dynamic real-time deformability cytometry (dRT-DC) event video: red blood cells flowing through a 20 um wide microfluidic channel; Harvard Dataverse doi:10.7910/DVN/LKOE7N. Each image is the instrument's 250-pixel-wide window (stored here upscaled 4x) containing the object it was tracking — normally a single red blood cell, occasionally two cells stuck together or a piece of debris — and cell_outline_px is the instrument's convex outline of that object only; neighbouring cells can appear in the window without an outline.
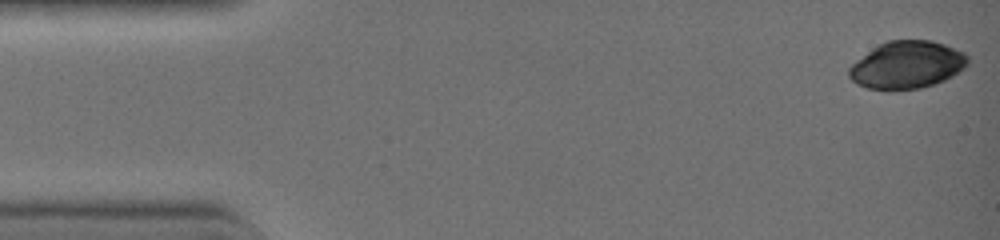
{"species": "common noctule bat (a hibernating species)", "species_latin": "Nyctalus noctula", "temperature_condition": "warm", "stored_images_in_passage": 7, "camera_frame_rate_fps": 3000, "um_per_image_px": 0.085, "animal": {"sex": "female", "body_mass_g": 19.0, "forearm_length_mm": 51.5}, "frame": {"image": 1, "passage_image": 1, "time_ms": 0.0, "image_size_px": [1000, 240], "cell_outline_px": [[968, 64], [964, 68], [952, 76], [944, 80], [920, 88], [868, 88], [852, 80], [848, 76], [848, 68], [856, 60], [880, 44], [888, 40], [932, 40], [944, 44], [964, 52], [968, 56]], "centroid_in_image_um": [77.12, 5.48], "position_along_channel_um": 7.9, "area_um2": 32.25}}
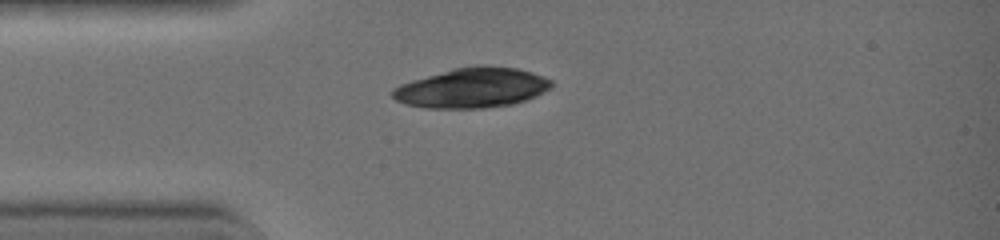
{"frame": {"image": 2, "passage_image": 5, "time_ms": 1.333, "image_size_px": [1000, 240], "cell_outline_px": [[552, 84], [548, 88], [536, 96], [512, 104], [480, 108], [428, 108], [408, 104], [396, 100], [392, 96], [392, 88], [400, 84], [412, 80], [452, 68], [476, 64], [484, 64], [516, 68], [532, 72], [544, 76], [552, 80]], "centroid_in_image_um": [40.12, 7.44], "position_along_channel_um": 44.9, "area_um2": 36.99}}